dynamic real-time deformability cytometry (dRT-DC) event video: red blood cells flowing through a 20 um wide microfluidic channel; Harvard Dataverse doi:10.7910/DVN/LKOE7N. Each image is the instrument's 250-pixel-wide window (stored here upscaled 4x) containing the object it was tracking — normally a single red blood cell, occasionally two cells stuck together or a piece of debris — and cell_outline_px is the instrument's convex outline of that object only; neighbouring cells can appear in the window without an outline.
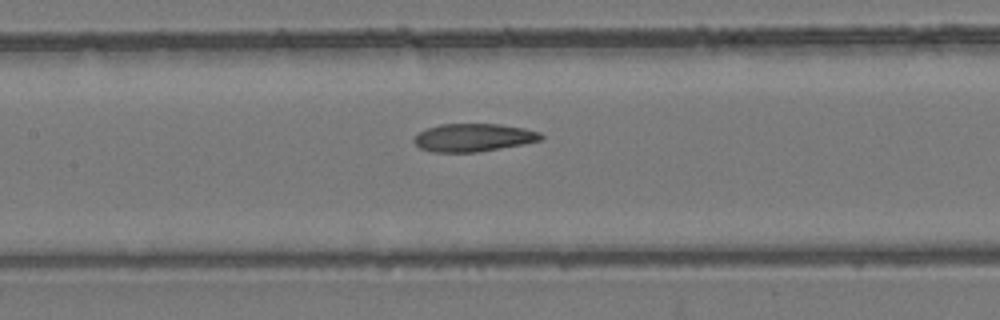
{"species": "common noctule bat (a hibernating species)", "species_latin": "Nyctalus noctula", "temperature_condition": "room temperature", "stored_images_in_passage": 9, "segment_of_instrument_passage": [1, 2], "camera_frame_rate_fps": 3000, "um_per_image_px": 0.085, "animal": {"sex": "female", "body_mass_g": 24.6, "forearm_length_mm": 56.2}, "frame": {"image": 1, "passage_image": 8, "time_ms": 2.333, "image_size_px": [1000, 320], "cell_outline_px": [[544, 136], [540, 140], [524, 144], [476, 152], [432, 152], [420, 148], [412, 140], [420, 132], [428, 128], [440, 124], [500, 124], [524, 128], [540, 132]], "centroid_in_image_um": [40.25, 11.69], "position_along_channel_um": 167.1, "area_um2": 20.58}}